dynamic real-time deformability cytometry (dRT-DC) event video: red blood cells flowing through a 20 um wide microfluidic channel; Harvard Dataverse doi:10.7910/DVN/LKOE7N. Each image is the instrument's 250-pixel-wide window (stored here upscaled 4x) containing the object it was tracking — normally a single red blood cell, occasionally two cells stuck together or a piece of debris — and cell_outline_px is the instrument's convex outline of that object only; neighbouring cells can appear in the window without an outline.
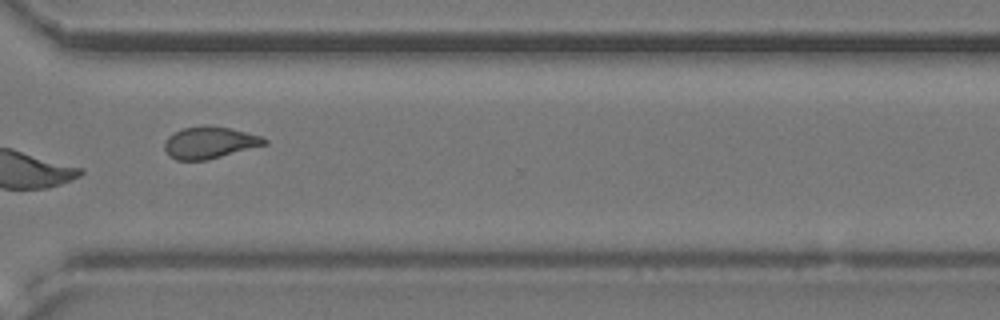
{"species": "common noctule bat (a hibernating species)", "species_latin": "Nyctalus noctula", "temperature_condition": "cold", "stored_images_in_passage": 13, "camera_frame_rate_fps": 3000, "um_per_image_px": 0.085, "animal": {"sex": "female", "body_mass_g": 24.6, "forearm_length_mm": 56.2}, "frame": {"image": 1, "passage_image": 10, "time_ms": 3.0, "image_size_px": [1000, 320], "cell_outline_px": [[268, 144], [208, 160], [176, 160], [168, 156], [164, 148], [164, 144], [168, 136], [180, 128], [204, 124], [208, 124], [228, 128], [260, 136], [268, 140]], "centroid_in_image_um": [17.78, 12.11], "position_along_channel_um": 352.8, "area_um2": 18.79}}